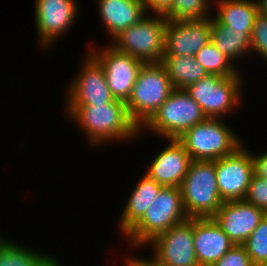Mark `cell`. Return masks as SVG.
I'll return each instance as SVG.
<instances>
[{"mask_svg": "<svg viewBox=\"0 0 267 266\" xmlns=\"http://www.w3.org/2000/svg\"><path fill=\"white\" fill-rule=\"evenodd\" d=\"M221 119L207 118L186 131L178 140L192 160H217L231 155L240 146V138Z\"/></svg>", "mask_w": 267, "mask_h": 266, "instance_id": "52a82bcc", "label": "cell"}, {"mask_svg": "<svg viewBox=\"0 0 267 266\" xmlns=\"http://www.w3.org/2000/svg\"><path fill=\"white\" fill-rule=\"evenodd\" d=\"M254 175L267 180V153L252 154Z\"/></svg>", "mask_w": 267, "mask_h": 266, "instance_id": "4dcf8cb0", "label": "cell"}, {"mask_svg": "<svg viewBox=\"0 0 267 266\" xmlns=\"http://www.w3.org/2000/svg\"><path fill=\"white\" fill-rule=\"evenodd\" d=\"M174 89L185 90L208 75L194 56L164 55L162 62Z\"/></svg>", "mask_w": 267, "mask_h": 266, "instance_id": "44dd1931", "label": "cell"}, {"mask_svg": "<svg viewBox=\"0 0 267 266\" xmlns=\"http://www.w3.org/2000/svg\"><path fill=\"white\" fill-rule=\"evenodd\" d=\"M43 266H62V265H60V262L57 259L51 257Z\"/></svg>", "mask_w": 267, "mask_h": 266, "instance_id": "836d02e7", "label": "cell"}, {"mask_svg": "<svg viewBox=\"0 0 267 266\" xmlns=\"http://www.w3.org/2000/svg\"><path fill=\"white\" fill-rule=\"evenodd\" d=\"M71 81L67 94L68 105L108 104L115 100L106 82L100 63L89 53Z\"/></svg>", "mask_w": 267, "mask_h": 266, "instance_id": "7c38bea8", "label": "cell"}, {"mask_svg": "<svg viewBox=\"0 0 267 266\" xmlns=\"http://www.w3.org/2000/svg\"><path fill=\"white\" fill-rule=\"evenodd\" d=\"M241 78L208 74L185 91L199 104L207 118L220 119L239 105L244 86Z\"/></svg>", "mask_w": 267, "mask_h": 266, "instance_id": "ba28073f", "label": "cell"}, {"mask_svg": "<svg viewBox=\"0 0 267 266\" xmlns=\"http://www.w3.org/2000/svg\"><path fill=\"white\" fill-rule=\"evenodd\" d=\"M104 48L99 49L100 52L92 48L90 54L102 66L112 96L127 102L144 63L128 53L117 50L111 44Z\"/></svg>", "mask_w": 267, "mask_h": 266, "instance_id": "9c48e42d", "label": "cell"}, {"mask_svg": "<svg viewBox=\"0 0 267 266\" xmlns=\"http://www.w3.org/2000/svg\"><path fill=\"white\" fill-rule=\"evenodd\" d=\"M218 13L213 18L221 25L243 30L252 36L258 6L255 0H219Z\"/></svg>", "mask_w": 267, "mask_h": 266, "instance_id": "ffe728a7", "label": "cell"}, {"mask_svg": "<svg viewBox=\"0 0 267 266\" xmlns=\"http://www.w3.org/2000/svg\"><path fill=\"white\" fill-rule=\"evenodd\" d=\"M212 17L199 21L167 20L164 55L195 56L211 41Z\"/></svg>", "mask_w": 267, "mask_h": 266, "instance_id": "5bb4252c", "label": "cell"}, {"mask_svg": "<svg viewBox=\"0 0 267 266\" xmlns=\"http://www.w3.org/2000/svg\"><path fill=\"white\" fill-rule=\"evenodd\" d=\"M35 26L43 47L51 46L77 18V0H35ZM76 1V2H75ZM64 33V34H63Z\"/></svg>", "mask_w": 267, "mask_h": 266, "instance_id": "4fadbf2b", "label": "cell"}, {"mask_svg": "<svg viewBox=\"0 0 267 266\" xmlns=\"http://www.w3.org/2000/svg\"><path fill=\"white\" fill-rule=\"evenodd\" d=\"M168 141V146L157 154L145 174L163 187L180 188L192 159L178 139Z\"/></svg>", "mask_w": 267, "mask_h": 266, "instance_id": "2e32d148", "label": "cell"}, {"mask_svg": "<svg viewBox=\"0 0 267 266\" xmlns=\"http://www.w3.org/2000/svg\"><path fill=\"white\" fill-rule=\"evenodd\" d=\"M209 6V0H174L171 11L165 18L174 21H199L210 17Z\"/></svg>", "mask_w": 267, "mask_h": 266, "instance_id": "d4e9b609", "label": "cell"}, {"mask_svg": "<svg viewBox=\"0 0 267 266\" xmlns=\"http://www.w3.org/2000/svg\"><path fill=\"white\" fill-rule=\"evenodd\" d=\"M211 42L233 62L251 51V37L246 32L221 25L214 18L211 22Z\"/></svg>", "mask_w": 267, "mask_h": 266, "instance_id": "7402d4cb", "label": "cell"}, {"mask_svg": "<svg viewBox=\"0 0 267 266\" xmlns=\"http://www.w3.org/2000/svg\"><path fill=\"white\" fill-rule=\"evenodd\" d=\"M173 90L170 77L161 62L143 64L126 102L128 114L139 129L166 101Z\"/></svg>", "mask_w": 267, "mask_h": 266, "instance_id": "3957f363", "label": "cell"}, {"mask_svg": "<svg viewBox=\"0 0 267 266\" xmlns=\"http://www.w3.org/2000/svg\"><path fill=\"white\" fill-rule=\"evenodd\" d=\"M194 57L203 65L208 74L222 77L241 76L235 68L234 62L220 52L211 41L202 47Z\"/></svg>", "mask_w": 267, "mask_h": 266, "instance_id": "cb8c5ba5", "label": "cell"}, {"mask_svg": "<svg viewBox=\"0 0 267 266\" xmlns=\"http://www.w3.org/2000/svg\"><path fill=\"white\" fill-rule=\"evenodd\" d=\"M250 151L240 146L234 153L215 160V170L221 200H244L253 172Z\"/></svg>", "mask_w": 267, "mask_h": 266, "instance_id": "30bf717a", "label": "cell"}, {"mask_svg": "<svg viewBox=\"0 0 267 266\" xmlns=\"http://www.w3.org/2000/svg\"><path fill=\"white\" fill-rule=\"evenodd\" d=\"M258 13L267 16V0H256Z\"/></svg>", "mask_w": 267, "mask_h": 266, "instance_id": "d6a6232c", "label": "cell"}, {"mask_svg": "<svg viewBox=\"0 0 267 266\" xmlns=\"http://www.w3.org/2000/svg\"><path fill=\"white\" fill-rule=\"evenodd\" d=\"M212 266H254L244 245H234Z\"/></svg>", "mask_w": 267, "mask_h": 266, "instance_id": "f1b7e54d", "label": "cell"}, {"mask_svg": "<svg viewBox=\"0 0 267 266\" xmlns=\"http://www.w3.org/2000/svg\"><path fill=\"white\" fill-rule=\"evenodd\" d=\"M243 245L254 266L267 262V214Z\"/></svg>", "mask_w": 267, "mask_h": 266, "instance_id": "484cf974", "label": "cell"}, {"mask_svg": "<svg viewBox=\"0 0 267 266\" xmlns=\"http://www.w3.org/2000/svg\"><path fill=\"white\" fill-rule=\"evenodd\" d=\"M257 266H267V262L261 263V264H259Z\"/></svg>", "mask_w": 267, "mask_h": 266, "instance_id": "e575fe53", "label": "cell"}, {"mask_svg": "<svg viewBox=\"0 0 267 266\" xmlns=\"http://www.w3.org/2000/svg\"><path fill=\"white\" fill-rule=\"evenodd\" d=\"M179 187H163L143 218L125 235L136 247L147 246L156 236L188 220Z\"/></svg>", "mask_w": 267, "mask_h": 266, "instance_id": "277c9868", "label": "cell"}, {"mask_svg": "<svg viewBox=\"0 0 267 266\" xmlns=\"http://www.w3.org/2000/svg\"><path fill=\"white\" fill-rule=\"evenodd\" d=\"M97 5L103 28L112 38L147 15L143 0H98Z\"/></svg>", "mask_w": 267, "mask_h": 266, "instance_id": "ac0fdd59", "label": "cell"}, {"mask_svg": "<svg viewBox=\"0 0 267 266\" xmlns=\"http://www.w3.org/2000/svg\"><path fill=\"white\" fill-rule=\"evenodd\" d=\"M244 200L267 214V180L253 174Z\"/></svg>", "mask_w": 267, "mask_h": 266, "instance_id": "4316f807", "label": "cell"}, {"mask_svg": "<svg viewBox=\"0 0 267 266\" xmlns=\"http://www.w3.org/2000/svg\"><path fill=\"white\" fill-rule=\"evenodd\" d=\"M266 213L245 200L223 202L213 217L234 245H243Z\"/></svg>", "mask_w": 267, "mask_h": 266, "instance_id": "9a60e30c", "label": "cell"}, {"mask_svg": "<svg viewBox=\"0 0 267 266\" xmlns=\"http://www.w3.org/2000/svg\"><path fill=\"white\" fill-rule=\"evenodd\" d=\"M251 50L267 61V16L257 14L251 36Z\"/></svg>", "mask_w": 267, "mask_h": 266, "instance_id": "83f0119b", "label": "cell"}, {"mask_svg": "<svg viewBox=\"0 0 267 266\" xmlns=\"http://www.w3.org/2000/svg\"><path fill=\"white\" fill-rule=\"evenodd\" d=\"M153 256H152V258L153 259H145V258H141V259H139V258H134V256L133 257H129V258H127V259H125L126 260V264L124 265V266H162L160 263H159V261H158V259L156 258V256L154 255V254H152Z\"/></svg>", "mask_w": 267, "mask_h": 266, "instance_id": "1f68e13d", "label": "cell"}, {"mask_svg": "<svg viewBox=\"0 0 267 266\" xmlns=\"http://www.w3.org/2000/svg\"><path fill=\"white\" fill-rule=\"evenodd\" d=\"M189 218H213L222 205L215 160H192L180 187Z\"/></svg>", "mask_w": 267, "mask_h": 266, "instance_id": "7a4b0ae2", "label": "cell"}, {"mask_svg": "<svg viewBox=\"0 0 267 266\" xmlns=\"http://www.w3.org/2000/svg\"><path fill=\"white\" fill-rule=\"evenodd\" d=\"M147 245H152V252L162 266H199L192 218L159 234Z\"/></svg>", "mask_w": 267, "mask_h": 266, "instance_id": "8fae6325", "label": "cell"}, {"mask_svg": "<svg viewBox=\"0 0 267 266\" xmlns=\"http://www.w3.org/2000/svg\"><path fill=\"white\" fill-rule=\"evenodd\" d=\"M49 256L0 237V266H43Z\"/></svg>", "mask_w": 267, "mask_h": 266, "instance_id": "603a6c76", "label": "cell"}, {"mask_svg": "<svg viewBox=\"0 0 267 266\" xmlns=\"http://www.w3.org/2000/svg\"><path fill=\"white\" fill-rule=\"evenodd\" d=\"M194 251L199 266H212L234 246L214 218L193 219Z\"/></svg>", "mask_w": 267, "mask_h": 266, "instance_id": "e0dca14e", "label": "cell"}, {"mask_svg": "<svg viewBox=\"0 0 267 266\" xmlns=\"http://www.w3.org/2000/svg\"><path fill=\"white\" fill-rule=\"evenodd\" d=\"M166 27L167 19L164 16H145L138 23L121 31L112 39L114 42L111 45L144 64L160 63L165 53Z\"/></svg>", "mask_w": 267, "mask_h": 266, "instance_id": "8992f818", "label": "cell"}, {"mask_svg": "<svg viewBox=\"0 0 267 266\" xmlns=\"http://www.w3.org/2000/svg\"><path fill=\"white\" fill-rule=\"evenodd\" d=\"M174 0H143L145 11L151 9L154 15L166 16L172 8Z\"/></svg>", "mask_w": 267, "mask_h": 266, "instance_id": "f546056e", "label": "cell"}, {"mask_svg": "<svg viewBox=\"0 0 267 266\" xmlns=\"http://www.w3.org/2000/svg\"><path fill=\"white\" fill-rule=\"evenodd\" d=\"M66 112L83 129L93 145L115 140H135L139 127L130 118L126 102L115 99L108 104L66 105Z\"/></svg>", "mask_w": 267, "mask_h": 266, "instance_id": "6da1fadb", "label": "cell"}, {"mask_svg": "<svg viewBox=\"0 0 267 266\" xmlns=\"http://www.w3.org/2000/svg\"><path fill=\"white\" fill-rule=\"evenodd\" d=\"M206 119L199 104L185 90L174 89L140 131L144 128L167 140L178 139Z\"/></svg>", "mask_w": 267, "mask_h": 266, "instance_id": "5b68a950", "label": "cell"}, {"mask_svg": "<svg viewBox=\"0 0 267 266\" xmlns=\"http://www.w3.org/2000/svg\"><path fill=\"white\" fill-rule=\"evenodd\" d=\"M163 188L147 174L133 189L119 221L122 234L126 235L145 215L148 207Z\"/></svg>", "mask_w": 267, "mask_h": 266, "instance_id": "d6986e66", "label": "cell"}]
</instances>
